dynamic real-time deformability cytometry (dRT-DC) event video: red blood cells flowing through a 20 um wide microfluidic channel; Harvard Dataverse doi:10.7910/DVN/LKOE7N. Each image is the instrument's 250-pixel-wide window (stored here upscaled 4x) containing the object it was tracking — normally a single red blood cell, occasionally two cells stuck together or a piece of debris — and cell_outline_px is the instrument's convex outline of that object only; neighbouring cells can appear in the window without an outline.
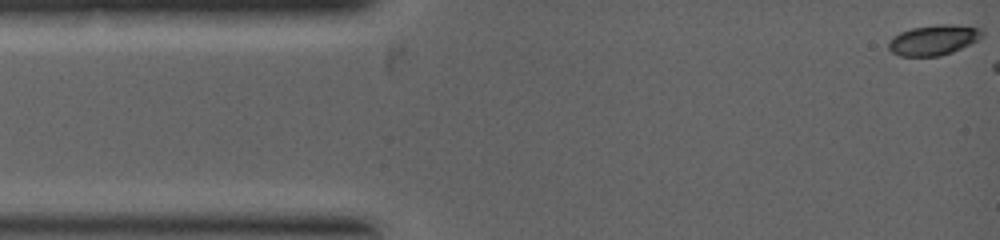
{"species": "common noctule bat (a hibernating species)", "species_latin": "Nyctalus noctula", "temperature_condition": "warm", "stored_images_in_passage": 4, "camera_frame_rate_fps": 5000, "um_per_image_px": 0.085, "animal": {"sex": "female", "body_mass_g": 19.0, "forearm_length_mm": 53.3}, "frame": {"image": 1, "passage_image": 1, "time_ms": 0.0, "image_size_px": [1000, 240], "cell_outline_px": [[984, 36], [952, 52], [940, 56], [900, 56], [892, 52], [888, 48], [888, 44], [892, 36], [900, 32], [912, 28], [940, 24], [948, 24], [980, 28], [984, 32]], "centroid_in_image_um": [79.33, 3.4], "position_along_channel_um": 5.7, "area_um2": 16.36}}